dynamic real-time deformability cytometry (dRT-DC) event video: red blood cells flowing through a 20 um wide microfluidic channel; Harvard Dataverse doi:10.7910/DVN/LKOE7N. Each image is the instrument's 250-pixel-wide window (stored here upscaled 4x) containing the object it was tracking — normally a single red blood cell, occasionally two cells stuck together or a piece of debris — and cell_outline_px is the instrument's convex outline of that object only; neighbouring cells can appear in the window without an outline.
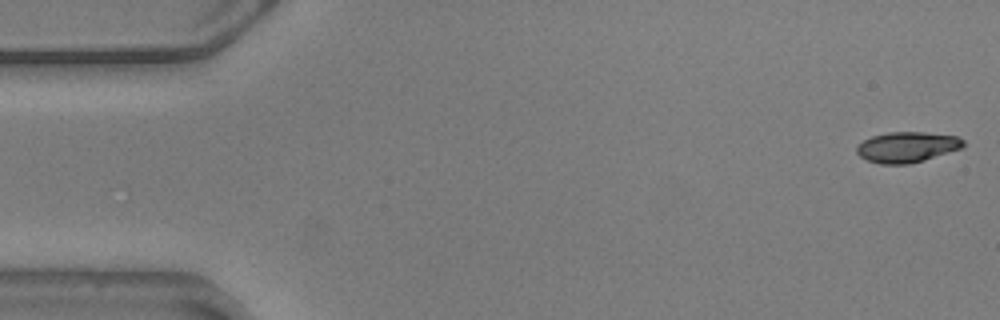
{"species": "common noctule bat (a hibernating species)", "species_latin": "Nyctalus noctula", "temperature_condition": "warm", "stored_images_in_passage": 56, "camera_frame_rate_fps": 3000, "um_per_image_px": 0.085, "animal": {"sex": "male", "body_mass_g": 20.5, "forearm_length_mm": 52.5}, "frame": {"image": 1, "passage_image": 1, "time_ms": 0.0, "image_size_px": [1000, 320], "cell_outline_px": [[964, 148], [924, 160], [908, 164], [880, 164], [868, 160], [860, 156], [856, 152], [856, 144], [872, 136], [888, 132], [924, 132], [956, 136], [964, 140]], "centroid_in_image_um": [77.1, 12.5], "position_along_channel_um": 7.9, "area_um2": 19.07}}
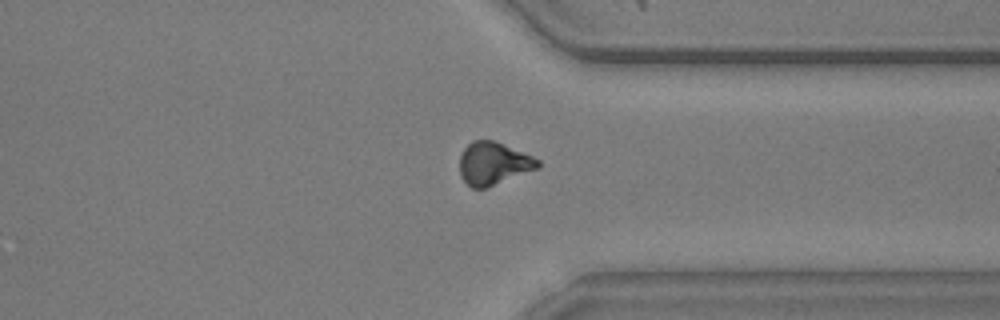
{"frame": {"image": 2, "passage_image": 42, "time_ms": 13.667, "image_size_px": [1000, 320], "cell_outline_px": [[540, 168], [488, 188], [472, 188], [460, 176], [460, 156], [464, 148], [472, 140], [492, 140], [532, 156], [540, 160]], "centroid_in_image_um": [41.95, 13.92], "position_along_channel_um": 369.4, "area_um2": 19.54}}
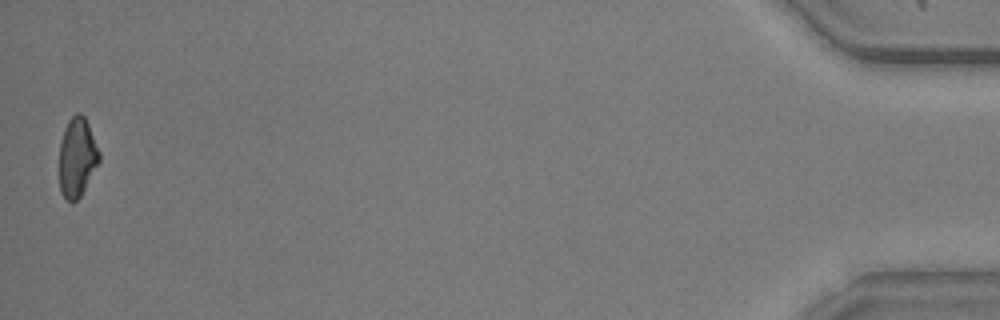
{"frame": {"image": 3, "passage_image": 55, "time_ms": 18.0, "image_size_px": [1000, 320], "cell_outline_px": [[100, 160], [80, 196], [72, 204], [60, 192], [60, 144], [64, 128], [68, 120], [76, 112], [80, 112], [84, 116], [88, 124], [100, 152]], "centroid_in_image_um": [6.55, 13.35], "position_along_channel_um": 428.6, "area_um2": 18.26}, "authors_computed_cell_mechanics": {"area_um2": 19.6231, "velocity_mm_per_s": 3.597, "shape_relaxation_time_tau1_ms": 3.3631, "shape_relaxation_time_tau2_ms": 4.3323, "deformation_change_tau1": 0.1611, "deformation_change_tau2": 0.1096}}